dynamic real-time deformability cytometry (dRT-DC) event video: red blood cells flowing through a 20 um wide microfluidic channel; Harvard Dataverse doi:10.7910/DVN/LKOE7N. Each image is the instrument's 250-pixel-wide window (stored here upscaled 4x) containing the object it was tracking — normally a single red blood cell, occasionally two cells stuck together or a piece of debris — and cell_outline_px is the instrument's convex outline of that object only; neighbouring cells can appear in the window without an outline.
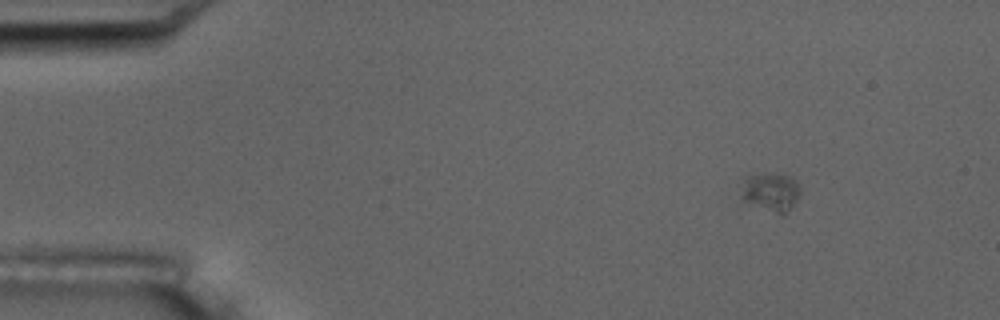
{"species": "common noctule bat (a hibernating species)", "species_latin": "Nyctalus noctula", "temperature_condition": "room temperature", "stored_images_in_passage": 7, "camera_frame_rate_fps": 3000, "um_per_image_px": 0.085, "animal": {"sex": "male", "body_mass_g": 17.5, "forearm_length_mm": 52.3}, "frame": {"image": 1, "passage_image": 1, "time_ms": 0.0, "image_size_px": [1000, 320], "cell_outline_px": [[800, 196], [784, 216], [780, 216], [740, 200], [740, 176], [752, 172], [784, 172], [792, 176], [796, 180], [800, 188]], "centroid_in_image_um": [65.44, 16.25], "position_along_channel_um": 19.6, "area_um2": 14.8}}